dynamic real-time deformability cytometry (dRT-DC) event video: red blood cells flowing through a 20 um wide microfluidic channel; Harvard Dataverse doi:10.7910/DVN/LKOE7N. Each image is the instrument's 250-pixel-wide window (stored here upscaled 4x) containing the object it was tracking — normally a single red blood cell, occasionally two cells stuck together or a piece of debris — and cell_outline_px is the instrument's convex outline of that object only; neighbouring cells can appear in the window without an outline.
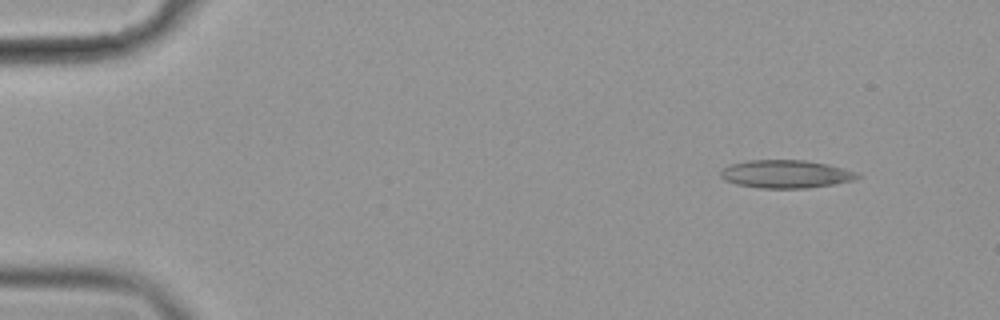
{"species": "common noctule bat (a hibernating species)", "species_latin": "Nyctalus noctula", "temperature_condition": "cold", "stored_images_in_passage": 52, "camera_frame_rate_fps": 3000, "um_per_image_px": 0.085, "animal": {"sex": "female", "body_mass_g": 19.9}, "frame": {"image": 1, "passage_image": 1, "time_ms": 0.0, "image_size_px": [1000, 320], "cell_outline_px": [[864, 176], [856, 180], [808, 188], [760, 188], [736, 184], [724, 180], [720, 176], [720, 172], [724, 168], [732, 164], [748, 160], [804, 160], [828, 164], [860, 172]], "centroid_in_image_um": [66.87, 14.79], "position_along_channel_um": 18.1, "area_um2": 22.54}}
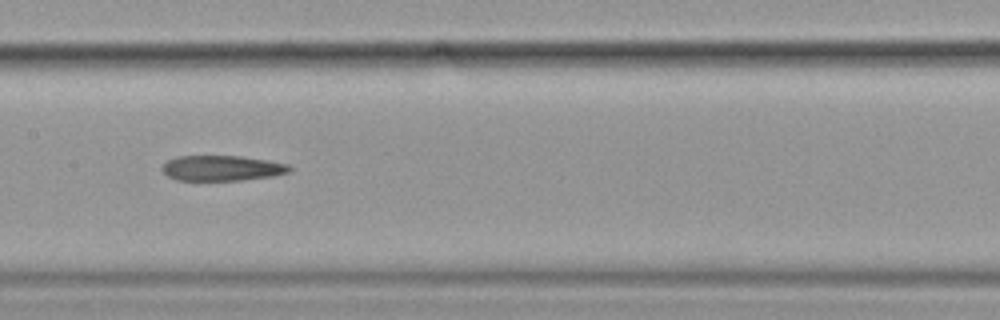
{"frame": {"image": 2, "passage_image": 24, "time_ms": 7.667, "image_size_px": [1000, 320], "cell_outline_px": [[292, 172], [272, 176], [240, 180], [176, 180], [168, 176], [160, 168], [168, 160], [176, 156], [240, 156], [268, 160], [288, 164], [292, 168]], "centroid_in_image_um": [18.88, 14.29], "position_along_channel_um": 188.5, "area_um2": 18.84}}
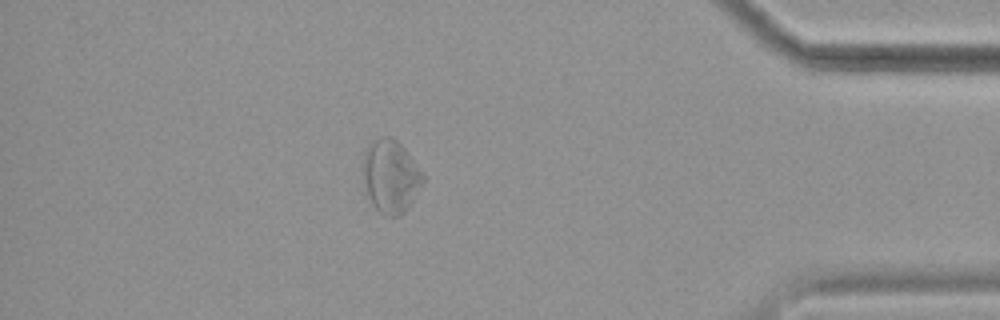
{"frame": {"image": 3, "passage_image": 45, "time_ms": 14.667, "image_size_px": [1000, 320], "cell_outline_px": [[424, 180], [412, 204], [400, 216], [384, 216], [372, 204], [368, 196], [364, 180], [364, 152], [368, 144], [372, 140], [380, 136], [392, 136], [404, 148], [424, 172]], "centroid_in_image_um": [33.23, 14.98], "position_along_channel_um": 402.0, "area_um2": 25.66}}